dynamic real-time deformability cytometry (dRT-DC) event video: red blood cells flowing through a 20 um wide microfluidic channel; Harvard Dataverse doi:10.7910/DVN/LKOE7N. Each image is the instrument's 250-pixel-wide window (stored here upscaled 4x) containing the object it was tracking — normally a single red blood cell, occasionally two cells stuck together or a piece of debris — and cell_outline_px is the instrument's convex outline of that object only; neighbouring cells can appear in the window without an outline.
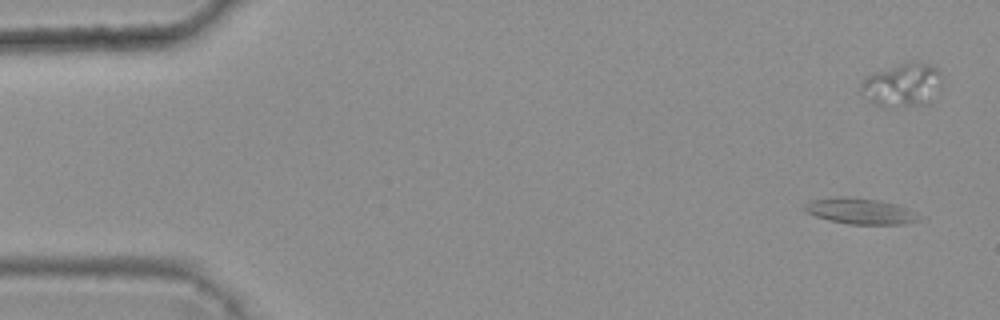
{"species": "common noctule bat (a hibernating species)", "species_latin": "Nyctalus noctula", "temperature_condition": "warm", "stored_images_in_passage": 9, "camera_frame_rate_fps": 3000, "um_per_image_px": 0.085, "animal": {"sex": "female", "body_mass_g": 25.1}, "frame": {"image": 1, "passage_image": 1, "time_ms": 0.0, "image_size_px": [1000, 320], "cell_outline_px": [[924, 220], [904, 224], [848, 224], [816, 216], [808, 212], [804, 208], [804, 204], [812, 200], [840, 196], [848, 196], [880, 200], [896, 204], [908, 208], [924, 216]], "centroid_in_image_um": [73.24, 17.94], "position_along_channel_um": 11.8, "area_um2": 17.46}}
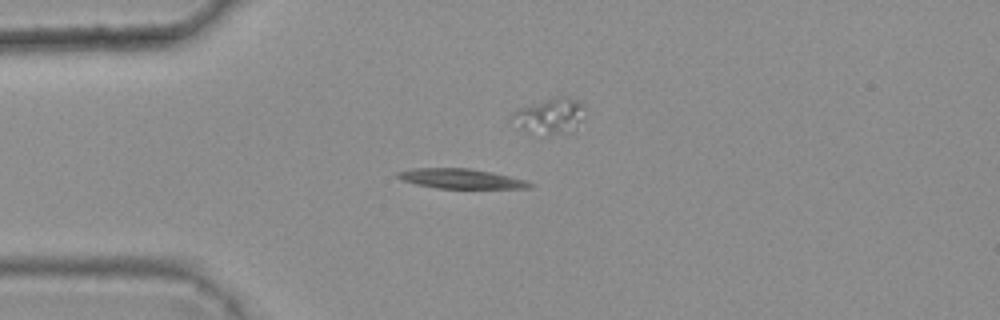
{"frame": {"image": 2, "passage_image": 4, "time_ms": 1.0, "image_size_px": [1000, 320], "cell_outline_px": [[532, 188], [436, 188], [416, 184], [404, 180], [396, 176], [396, 172], [412, 168], [468, 168], [492, 172], [524, 180], [532, 184]], "centroid_in_image_um": [39.14, 15.18], "position_along_channel_um": 45.9, "area_um2": 15.03}}
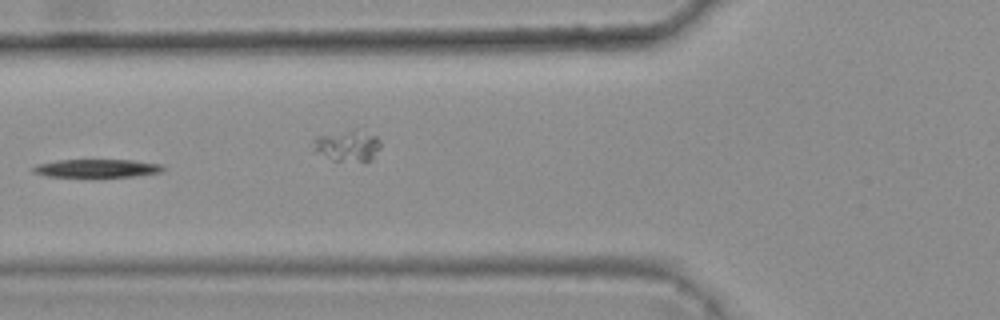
{"frame": {"image": 3, "passage_image": 6, "time_ms": 1.667, "image_size_px": [1000, 320], "cell_outline_px": [[164, 168], [160, 172], [136, 176], [48, 176], [32, 172], [32, 168], [36, 164], [56, 160], [132, 160], [160, 164]], "centroid_in_image_um": [8.2, 14.29], "position_along_channel_um": 117.6, "area_um2": 13.47}}